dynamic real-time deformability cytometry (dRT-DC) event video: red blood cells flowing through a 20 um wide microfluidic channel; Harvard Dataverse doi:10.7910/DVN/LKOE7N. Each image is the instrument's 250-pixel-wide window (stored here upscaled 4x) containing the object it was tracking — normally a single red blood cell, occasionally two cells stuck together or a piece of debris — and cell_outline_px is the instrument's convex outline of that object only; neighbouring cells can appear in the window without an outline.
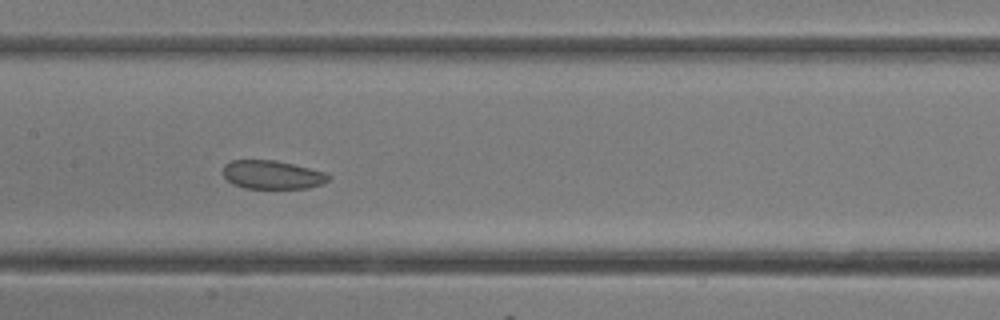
{"species": "common noctule bat (a hibernating species)", "species_latin": "Nyctalus noctula", "temperature_condition": "room temperature", "stored_images_in_passage": 19, "camera_frame_rate_fps": 3000, "um_per_image_px": 0.085, "animal": {"sex": "female"}, "frame": {"image": 1, "passage_image": 9, "time_ms": 2.667, "image_size_px": [1000, 320], "cell_outline_px": [[332, 176], [324, 184], [308, 188], [244, 188], [232, 184], [224, 176], [224, 164], [232, 160], [276, 160], [324, 172]], "centroid_in_image_um": [23.15, 14.86], "position_along_channel_um": 184.3, "area_um2": 17.51}}
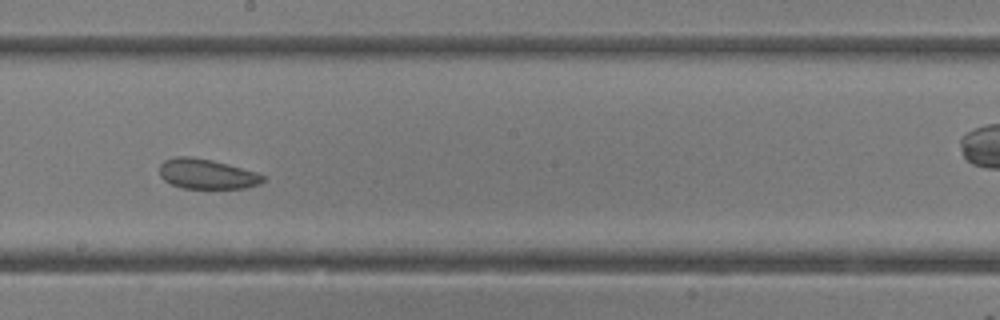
{"frame": {"image": 2, "passage_image": 11, "time_ms": 3.333, "image_size_px": [1000, 320], "cell_outline_px": [[264, 180], [260, 184], [248, 188], [180, 188], [164, 180], [160, 176], [160, 164], [164, 160], [176, 156], [192, 156], [212, 160], [228, 164], [256, 172], [264, 176]], "centroid_in_image_um": [17.57, 14.78], "position_along_channel_um": 230.6, "area_um2": 18.15}}
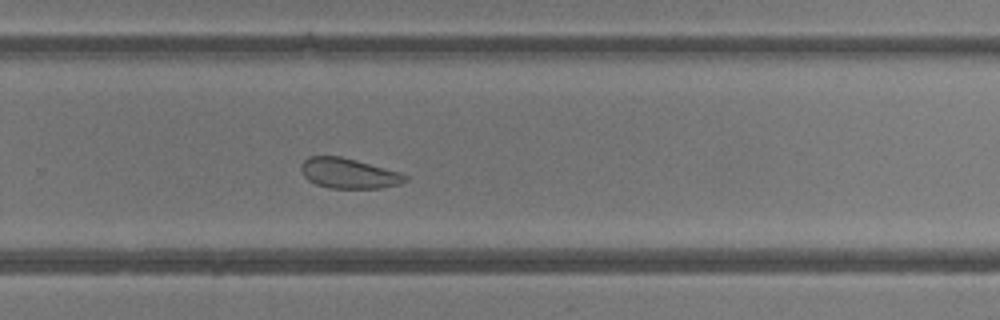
{"frame": {"image": 3, "passage_image": 14, "time_ms": 4.333, "image_size_px": [1000, 320], "cell_outline_px": [[408, 180], [400, 184], [380, 188], [328, 188], [316, 184], [308, 180], [304, 176], [300, 168], [300, 164], [308, 156], [340, 156], [356, 160], [400, 172], [408, 176]], "centroid_in_image_um": [29.63, 14.73], "position_along_channel_um": 300.2, "area_um2": 18.38}}